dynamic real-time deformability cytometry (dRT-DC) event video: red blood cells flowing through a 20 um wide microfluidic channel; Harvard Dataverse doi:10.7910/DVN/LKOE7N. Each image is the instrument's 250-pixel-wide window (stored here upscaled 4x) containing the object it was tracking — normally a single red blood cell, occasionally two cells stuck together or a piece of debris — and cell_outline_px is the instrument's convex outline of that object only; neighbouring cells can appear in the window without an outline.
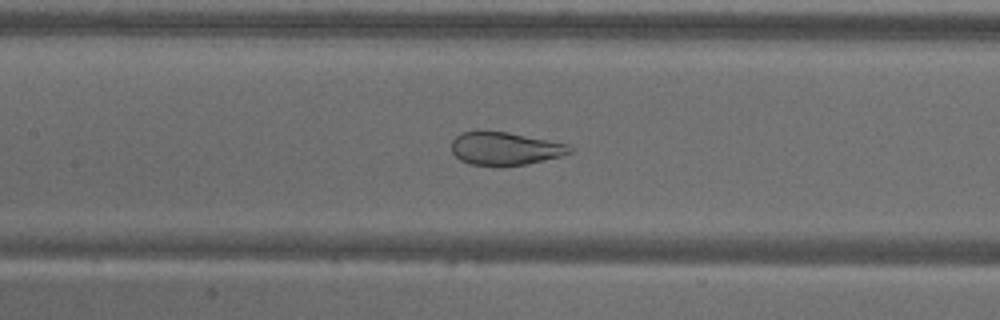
{"species": "common noctule bat (a hibernating species)", "species_latin": "Nyctalus noctula", "temperature_condition": "warm", "stored_images_in_passage": 56, "camera_frame_rate_fps": 3000, "um_per_image_px": 0.085, "animal": {"sex": "male", "body_mass_g": 18.8}, "frame": {"image": 1, "passage_image": 26, "time_ms": 8.333, "image_size_px": [1000, 320], "cell_outline_px": [[572, 152], [560, 156], [524, 164], [468, 164], [460, 160], [452, 152], [452, 140], [460, 132], [508, 132], [568, 144], [572, 148]], "centroid_in_image_um": [42.92, 12.61], "position_along_channel_um": 164.5, "area_um2": 22.02}}
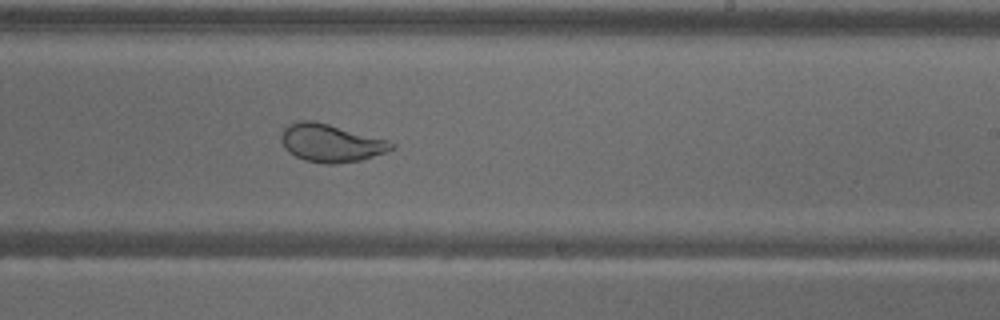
{"frame": {"image": 2, "passage_image": 34, "time_ms": 11.0, "image_size_px": [1000, 320], "cell_outline_px": [[396, 148], [360, 160], [336, 164], [324, 164], [304, 160], [288, 152], [284, 148], [280, 140], [280, 136], [284, 128], [288, 124], [300, 120], [312, 120], [328, 124], [388, 140], [396, 144]], "centroid_in_image_um": [28.09, 12.16], "position_along_channel_um": 260.9, "area_um2": 24.33}}
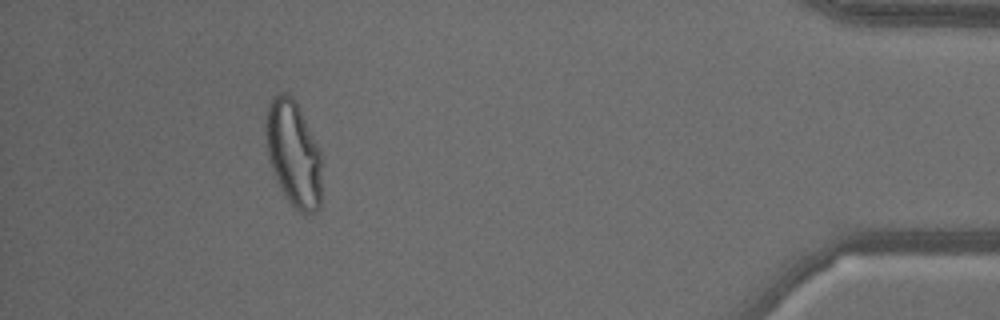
{"frame": {"image": 3, "passage_image": 51, "time_ms": 16.667, "image_size_px": [1000, 320], "cell_outline_px": [[324, 156], [320, 208], [316, 212], [300, 212], [288, 200], [276, 180], [268, 156], [264, 132], [264, 128], [268, 104], [272, 96], [280, 92], [288, 92], [296, 100]], "centroid_in_image_um": [24.98, 13.01], "position_along_channel_um": 410.2, "area_um2": 35.6}}